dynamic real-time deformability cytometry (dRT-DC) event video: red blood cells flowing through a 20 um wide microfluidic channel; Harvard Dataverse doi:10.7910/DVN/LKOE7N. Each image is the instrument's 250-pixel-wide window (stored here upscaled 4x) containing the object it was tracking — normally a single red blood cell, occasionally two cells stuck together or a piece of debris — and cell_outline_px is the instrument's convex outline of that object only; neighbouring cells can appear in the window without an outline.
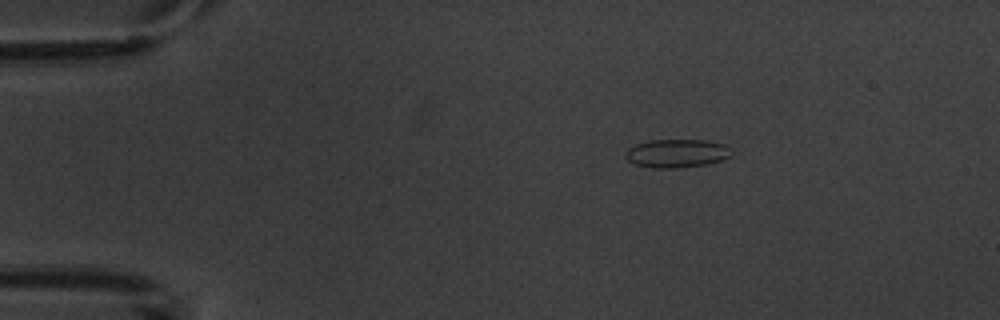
{"species": "common noctule bat (a hibernating species)", "species_latin": "Nyctalus noctula", "temperature_condition": "warm", "stored_images_in_passage": 4, "camera_frame_rate_fps": 3000, "um_per_image_px": 0.085, "animal": {"sex": "male", "body_mass_g": 20.1, "forearm_length_mm": 53.5}, "frame": {"image": 1, "passage_image": 2, "time_ms": 1.0, "image_size_px": [1000, 320], "cell_outline_px": [[728, 156], [720, 160], [708, 164], [676, 168], [656, 168], [636, 164], [628, 160], [624, 156], [624, 152], [628, 148], [636, 144], [648, 140], [708, 140], [724, 144], [728, 148]], "centroid_in_image_um": [57.46, 13.02], "position_along_channel_um": 27.5, "area_um2": 17.34}}